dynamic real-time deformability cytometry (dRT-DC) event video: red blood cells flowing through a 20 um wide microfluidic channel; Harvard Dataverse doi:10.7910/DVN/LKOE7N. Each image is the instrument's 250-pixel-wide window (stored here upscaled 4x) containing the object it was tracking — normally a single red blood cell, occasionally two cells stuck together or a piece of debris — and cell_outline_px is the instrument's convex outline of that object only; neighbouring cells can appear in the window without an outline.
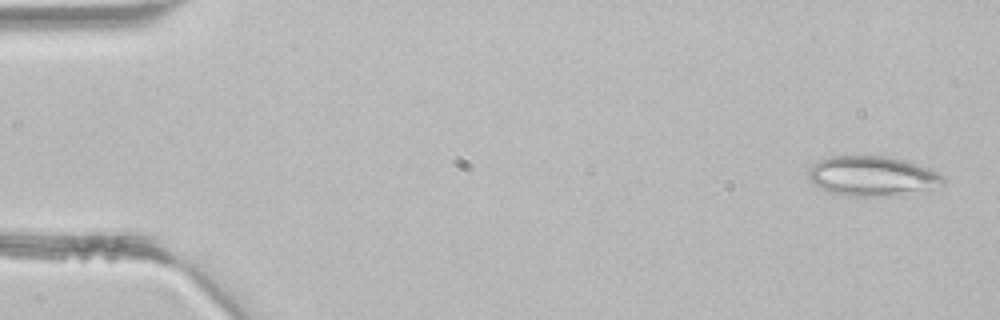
{"species": "common noctule bat (a hibernating species)", "species_latin": "Nyctalus noctula", "temperature_condition": "room temperature", "stored_images_in_passage": 4, "camera_frame_rate_fps": 3000, "um_per_image_px": 0.085, "animal": {"sex": "male", "body_mass_g": 21.5, "forearm_length_mm": 52.0}, "frame": {"image": 1, "passage_image": 1, "time_ms": 0.0, "image_size_px": [1000, 320], "cell_outline_px": [[944, 184], [872, 196], [848, 196], [828, 192], [820, 188], [808, 180], [808, 168], [820, 160], [832, 156], [892, 156], [928, 168], [944, 176]], "centroid_in_image_um": [74.0, 14.92], "position_along_channel_um": 11.0, "area_um2": 30.23}}